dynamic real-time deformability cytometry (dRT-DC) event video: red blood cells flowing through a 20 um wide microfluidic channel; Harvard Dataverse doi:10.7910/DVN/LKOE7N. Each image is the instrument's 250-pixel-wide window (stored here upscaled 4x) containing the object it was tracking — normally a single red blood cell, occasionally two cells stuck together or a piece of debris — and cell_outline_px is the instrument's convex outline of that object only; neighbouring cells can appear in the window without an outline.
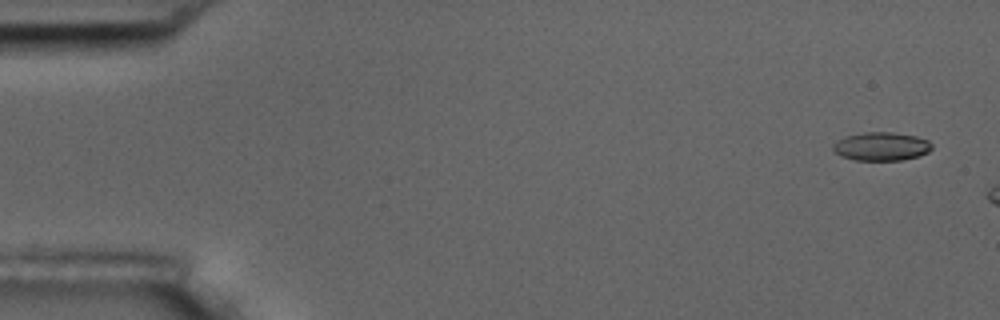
{"species": "common noctule bat (a hibernating species)", "species_latin": "Nyctalus noctula", "temperature_condition": "room temperature", "stored_images_in_passage": 3, "camera_frame_rate_fps": 3000, "um_per_image_px": 0.085, "animal": {"sex": "male", "body_mass_g": 17.5, "forearm_length_mm": 52.3}, "frame": {"image": 1, "passage_image": 1, "time_ms": 0.0, "image_size_px": [1000, 320], "cell_outline_px": [[932, 148], [928, 152], [920, 156], [900, 160], [856, 160], [840, 156], [832, 148], [832, 144], [836, 140], [844, 136], [864, 132], [892, 132], [916, 136], [928, 140], [932, 144]], "centroid_in_image_um": [74.9, 12.44], "position_along_channel_um": 10.1, "area_um2": 16.53}}